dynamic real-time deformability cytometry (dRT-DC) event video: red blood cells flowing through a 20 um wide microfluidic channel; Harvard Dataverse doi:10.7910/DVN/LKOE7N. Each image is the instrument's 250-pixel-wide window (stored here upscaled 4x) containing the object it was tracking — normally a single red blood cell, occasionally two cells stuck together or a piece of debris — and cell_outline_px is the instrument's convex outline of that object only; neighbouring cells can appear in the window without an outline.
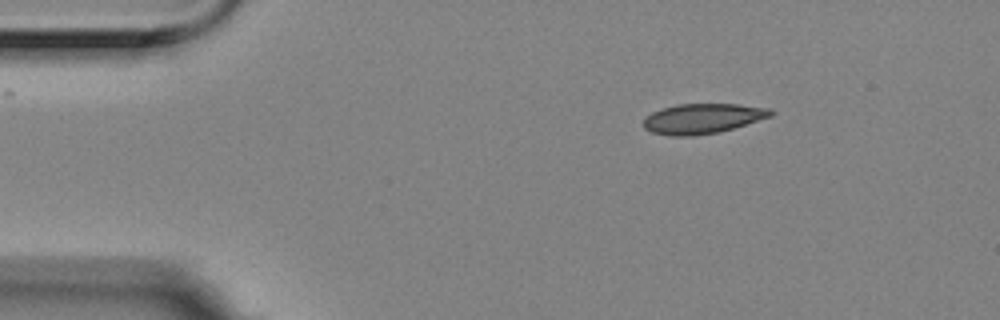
{"species": "Egyptian fruit bat (a non-hibernating species)", "species_latin": "Rousettus aegyptiacus", "temperature_condition": "room temperature", "stored_images_in_passage": 9, "camera_frame_rate_fps": 3000, "um_per_image_px": 0.085, "animal": {"sex": "female"}, "frame": {"image": 1, "passage_image": 1, "time_ms": 0.0, "image_size_px": [1000, 320], "cell_outline_px": [[776, 112], [772, 116], [732, 128], [716, 132], [692, 136], [672, 136], [652, 132], [644, 128], [644, 120], [652, 112], [660, 108], [676, 104], [736, 104], [772, 108]], "centroid_in_image_um": [59.74, 10.06], "position_along_channel_um": 25.3, "area_um2": 22.2}}
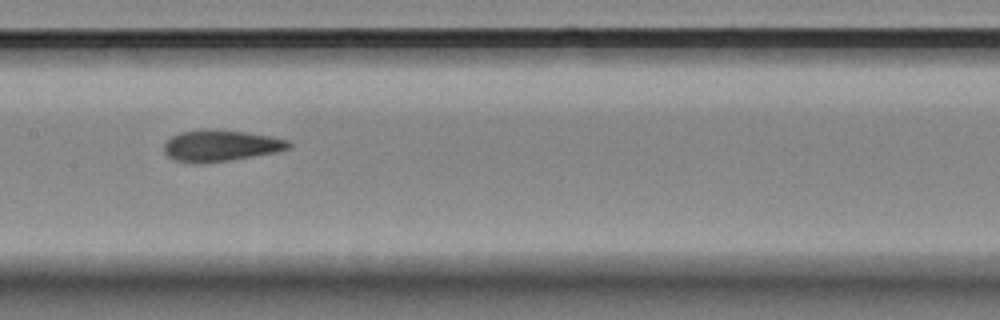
{"frame": {"image": 2, "passage_image": 6, "time_ms": 1.667, "image_size_px": [1000, 320], "cell_outline_px": [[292, 148], [276, 152], [228, 160], [196, 164], [192, 164], [176, 160], [168, 156], [164, 152], [164, 144], [172, 136], [180, 132], [244, 132], [272, 136], [292, 140]], "centroid_in_image_um": [18.83, 12.42], "position_along_channel_um": 188.6, "area_um2": 22.02}}
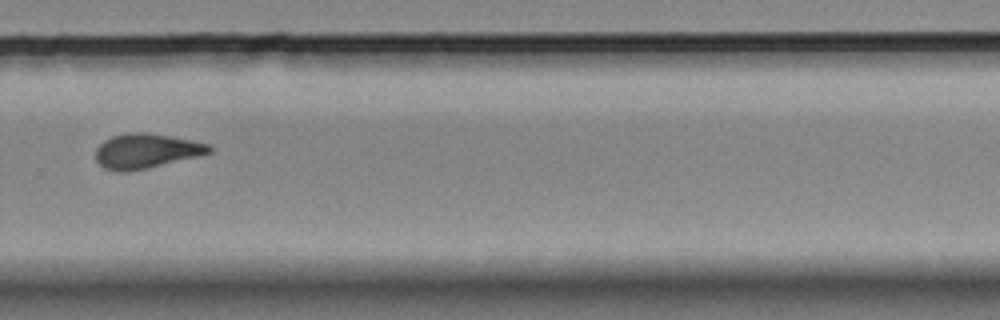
{"frame": {"image": 3, "passage_image": 9, "time_ms": 2.667, "image_size_px": [1000, 320], "cell_outline_px": [[212, 152], [148, 168], [128, 172], [116, 172], [104, 168], [96, 160], [96, 148], [104, 140], [112, 136], [128, 132], [148, 132], [192, 140], [208, 144], [212, 148]], "centroid_in_image_um": [12.38, 12.83], "position_along_channel_um": 317.4, "area_um2": 22.95}}